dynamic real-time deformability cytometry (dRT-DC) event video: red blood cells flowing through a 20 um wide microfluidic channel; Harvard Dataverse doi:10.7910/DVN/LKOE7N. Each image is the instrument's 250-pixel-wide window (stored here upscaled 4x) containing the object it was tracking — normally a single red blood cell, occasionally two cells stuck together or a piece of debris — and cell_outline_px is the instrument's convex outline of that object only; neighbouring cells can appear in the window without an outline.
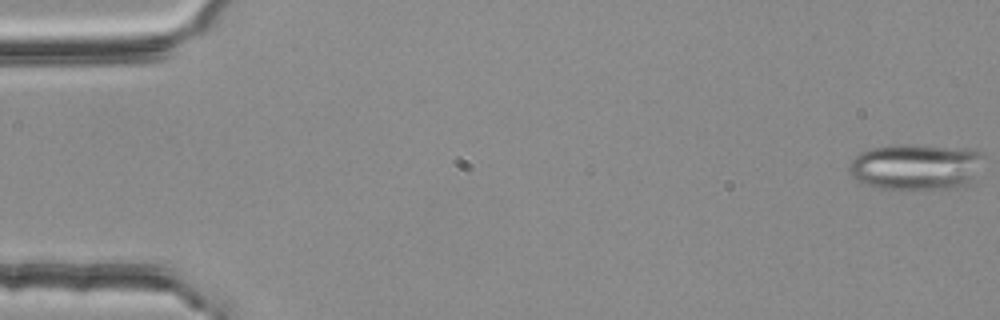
{"species": "common noctule bat (a hibernating species)", "species_latin": "Nyctalus noctula", "temperature_condition": "room temperature", "stored_images_in_passage": 4, "camera_frame_rate_fps": 3000, "um_per_image_px": 0.085, "animal": {"sex": "female", "body_mass_g": 25.1}, "frame": {"image": 1, "passage_image": 1, "time_ms": 0.0, "image_size_px": [1000, 320], "cell_outline_px": [[980, 152], [968, 184], [964, 188], [876, 188], [856, 180], [852, 176], [848, 168], [848, 164], [860, 152], [872, 148], [896, 144], [912, 144]], "centroid_in_image_um": [77.67, 14.19], "position_along_channel_um": 7.3, "area_um2": 34.8}}